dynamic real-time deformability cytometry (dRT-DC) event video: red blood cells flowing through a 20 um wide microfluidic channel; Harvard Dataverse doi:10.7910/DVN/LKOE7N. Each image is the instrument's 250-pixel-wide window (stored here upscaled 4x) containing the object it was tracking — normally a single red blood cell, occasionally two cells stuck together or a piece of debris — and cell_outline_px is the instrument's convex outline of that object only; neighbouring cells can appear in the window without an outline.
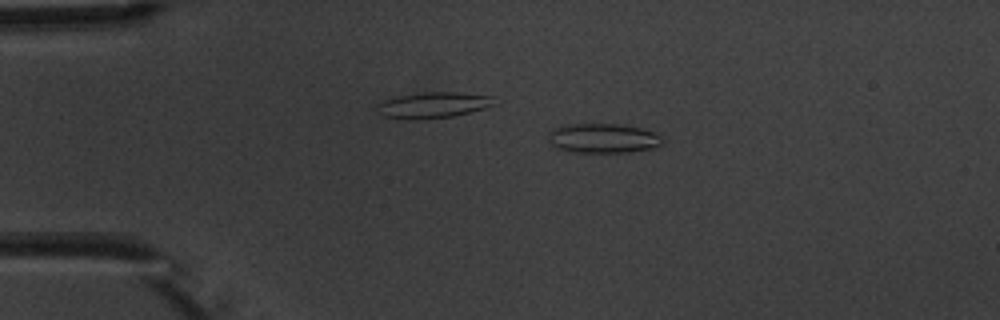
{"species": "common noctule bat (a hibernating species)", "species_latin": "Nyctalus noctula", "temperature_condition": "warm", "stored_images_in_passage": 6, "camera_frame_rate_fps": 3000, "um_per_image_px": 0.085, "animal": {"sex": "male", "body_mass_g": 20.1, "forearm_length_mm": 53.5}, "frame": {"image": 1, "passage_image": 4, "time_ms": 3.333, "image_size_px": [1000, 320], "cell_outline_px": [[664, 140], [660, 144], [652, 148], [628, 152], [576, 152], [556, 148], [548, 140], [548, 132], [552, 128], [568, 124], [620, 124], [640, 128], [652, 132], [660, 136]], "centroid_in_image_um": [51.21, 11.74], "position_along_channel_um": 33.8, "area_um2": 19.54}}
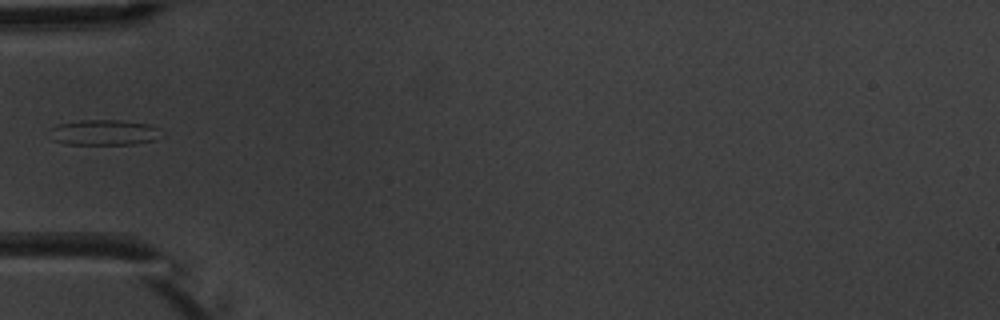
{"frame": {"image": 2, "passage_image": 6, "time_ms": 5.667, "image_size_px": [1000, 320], "cell_outline_px": [[164, 136], [152, 140], [136, 144], [64, 144], [52, 140], [48, 128], [56, 124], [80, 120], [120, 120], [148, 124], [160, 128]], "centroid_in_image_um": [8.83, 11.25], "position_along_channel_um": 76.2, "area_um2": 16.94}}